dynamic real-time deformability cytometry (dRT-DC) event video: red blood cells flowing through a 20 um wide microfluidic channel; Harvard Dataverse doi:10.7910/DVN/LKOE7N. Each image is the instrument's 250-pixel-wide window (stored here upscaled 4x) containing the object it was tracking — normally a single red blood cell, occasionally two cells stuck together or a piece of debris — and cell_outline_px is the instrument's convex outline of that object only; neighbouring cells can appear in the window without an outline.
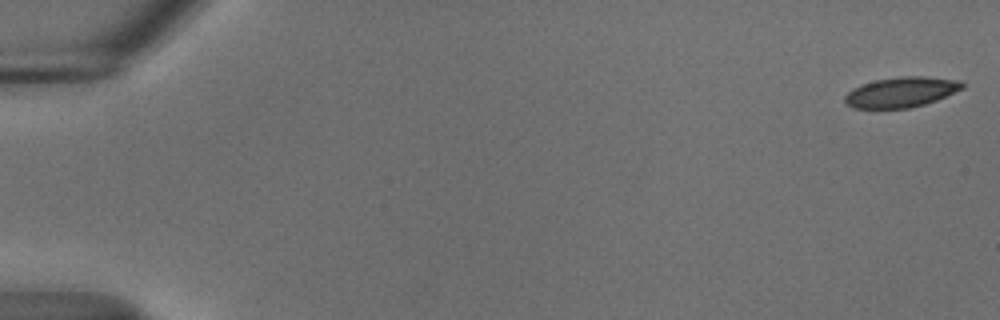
{"species": "common noctule bat (a hibernating species)", "species_latin": "Nyctalus noctula", "temperature_condition": "cold", "stored_images_in_passage": 54, "camera_frame_rate_fps": 3000, "um_per_image_px": 0.085, "animal": {"sex": "male", "body_mass_g": 18.8}, "frame": {"image": 1, "passage_image": 1, "time_ms": 0.0, "image_size_px": [1000, 320], "cell_outline_px": [[964, 88], [936, 100], [924, 104], [908, 108], [852, 108], [844, 100], [844, 96], [852, 88], [860, 84], [876, 80], [900, 76], [928, 76], [960, 80], [964, 84]], "centroid_in_image_um": [76.6, 7.82], "position_along_channel_um": 8.4, "area_um2": 20.75}}
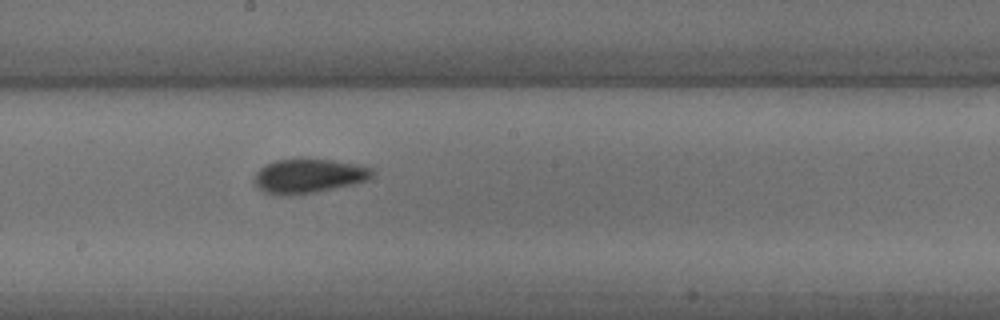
{"frame": {"image": 2, "passage_image": 31, "time_ms": 10.0, "image_size_px": [1000, 320], "cell_outline_px": [[376, 172], [368, 180], [352, 184], [316, 192], [284, 196], [272, 196], [256, 188], [252, 180], [252, 176], [264, 164], [276, 160], [332, 160], [356, 164], [372, 168]], "centroid_in_image_um": [26.16, 14.98], "position_along_channel_um": 222.0, "area_um2": 23.76}}
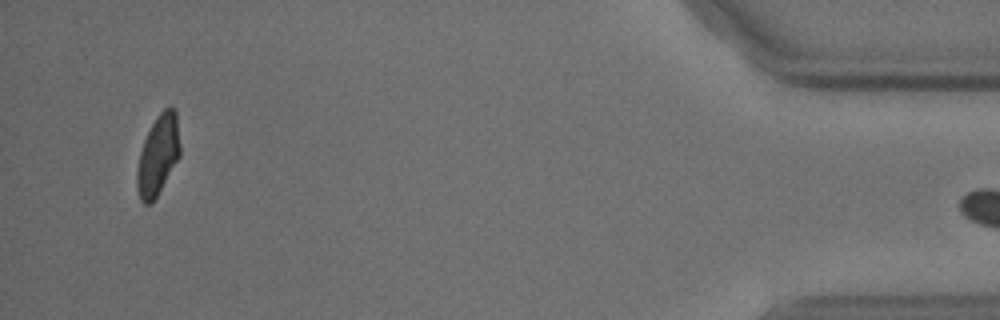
{"frame": {"image": 3, "passage_image": 53, "time_ms": 17.333, "image_size_px": [1000, 320], "cell_outline_px": [[180, 156], [152, 204], [144, 204], [140, 200], [136, 184], [136, 172], [140, 152], [144, 140], [156, 116], [164, 108], [176, 108], [180, 144]], "centroid_in_image_um": [13.43, 13.2], "position_along_channel_um": 421.8, "area_um2": 20.11}}